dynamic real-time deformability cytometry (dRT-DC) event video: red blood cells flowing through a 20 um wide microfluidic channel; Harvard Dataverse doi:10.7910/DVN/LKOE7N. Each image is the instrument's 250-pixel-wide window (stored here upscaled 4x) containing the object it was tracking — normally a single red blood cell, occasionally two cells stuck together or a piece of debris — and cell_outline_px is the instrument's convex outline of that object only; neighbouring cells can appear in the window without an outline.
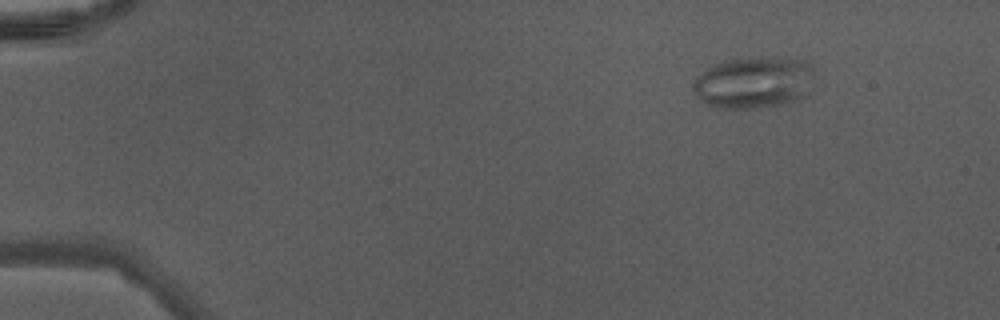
{"species": "Egyptian fruit bat (a non-hibernating species)", "species_latin": "Rousettus aegyptiacus", "temperature_condition": "warm", "stored_images_in_passage": 42, "camera_frame_rate_fps": 3000, "um_per_image_px": 0.085, "animal": {"sex": "male"}, "frame": {"image": 1, "passage_image": 1, "time_ms": 0.0, "image_size_px": [1000, 320], "cell_outline_px": [[808, 96], [796, 100], [780, 104], [752, 108], [720, 108], [708, 104], [696, 96], [692, 88], [692, 84], [708, 68], [716, 64], [732, 60], [796, 60], [800, 64], [808, 92]], "centroid_in_image_um": [63.85, 7.12], "position_along_channel_um": 21.1, "area_um2": 33.41}}
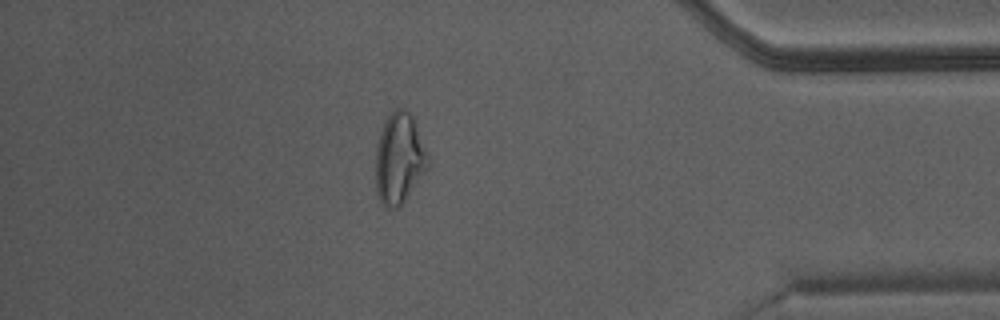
{"frame": {"image": 2, "passage_image": 36, "time_ms": 11.667, "image_size_px": [1000, 320], "cell_outline_px": [[428, 168], [404, 200], [396, 208], [388, 208], [380, 200], [376, 192], [376, 148], [380, 132], [392, 108], [400, 104], [412, 116], [416, 124], [428, 152]], "centroid_in_image_um": [33.94, 13.41], "position_along_channel_um": 401.3, "area_um2": 27.63}}